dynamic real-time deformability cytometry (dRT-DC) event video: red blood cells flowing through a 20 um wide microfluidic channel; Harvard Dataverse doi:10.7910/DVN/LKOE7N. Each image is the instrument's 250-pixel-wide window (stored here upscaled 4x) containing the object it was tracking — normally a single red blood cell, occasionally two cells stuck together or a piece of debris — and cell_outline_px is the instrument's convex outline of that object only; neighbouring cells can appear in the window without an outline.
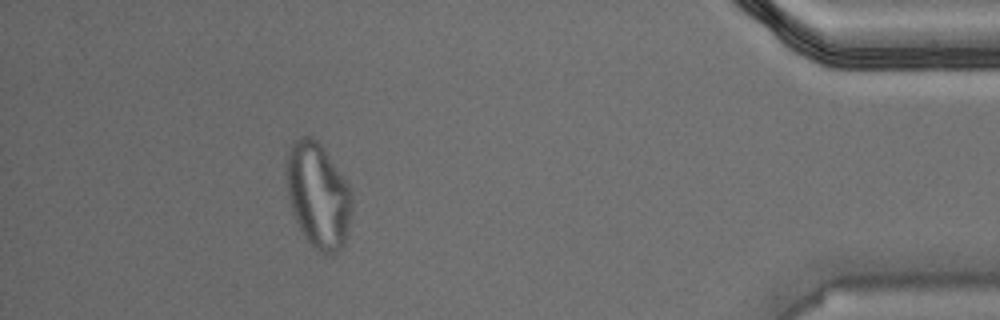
{"species": "Egyptian fruit bat (a non-hibernating species)", "species_latin": "Rousettus aegyptiacus", "temperature_condition": "warm", "stored_images_in_passage": 35, "camera_frame_rate_fps": 3000, "um_per_image_px": 0.085, "animal": {"sex": "male"}, "frame": {"image": 1, "passage_image": 30, "time_ms": 9.667, "image_size_px": [1000, 320], "cell_outline_px": [[352, 212], [348, 232], [344, 248], [332, 256], [328, 256], [320, 252], [304, 236], [296, 220], [288, 196], [284, 172], [288, 152], [292, 140], [300, 136], [312, 136], [324, 148], [348, 184], [352, 192]], "centroid_in_image_um": [27.05, 16.61], "position_along_channel_um": 408.2, "area_um2": 40.81}}